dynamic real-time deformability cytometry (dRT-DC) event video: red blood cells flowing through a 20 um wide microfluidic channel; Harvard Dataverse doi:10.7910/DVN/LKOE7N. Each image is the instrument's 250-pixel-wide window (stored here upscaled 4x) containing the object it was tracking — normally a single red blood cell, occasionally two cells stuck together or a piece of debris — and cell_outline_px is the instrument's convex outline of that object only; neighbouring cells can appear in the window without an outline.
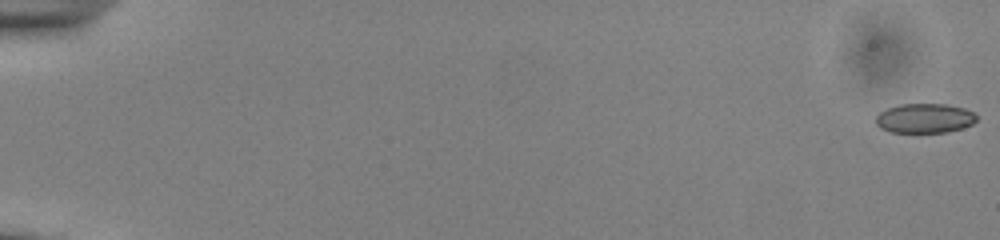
{"species": "common noctule bat (a hibernating species)", "species_latin": "Nyctalus noctula", "temperature_condition": "cold", "stored_images_in_passage": 55, "camera_frame_rate_fps": 3000, "um_per_image_px": 0.085, "animal": {"sex": "male", "body_mass_g": 13.0, "forearm_length_mm": 53.1}, "frame": {"image": 1, "passage_image": 1, "time_ms": 0.0, "image_size_px": [1000, 240], "cell_outline_px": [[976, 120], [972, 124], [960, 128], [944, 132], [892, 132], [880, 128], [876, 124], [876, 116], [880, 112], [888, 108], [900, 104], [944, 104], [964, 108], [972, 112], [976, 116]], "centroid_in_image_um": [78.56, 10.05], "position_along_channel_um": 6.4, "area_um2": 17.11}}
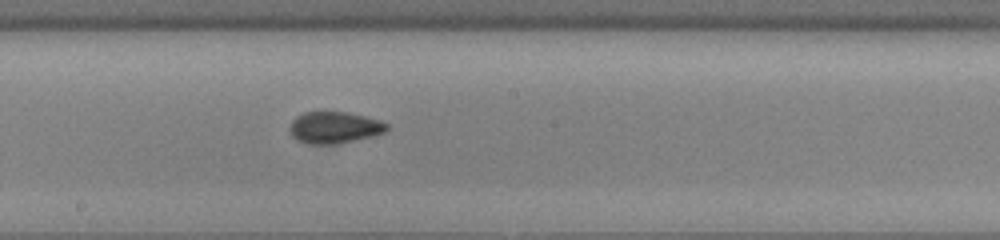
{"frame": {"image": 2, "passage_image": 32, "time_ms": 10.333, "image_size_px": [1000, 240], "cell_outline_px": [[388, 128], [384, 132], [372, 136], [332, 144], [308, 144], [296, 140], [292, 136], [288, 128], [292, 120], [296, 116], [304, 112], [348, 112], [380, 120], [388, 124]], "centroid_in_image_um": [28.38, 10.83], "position_along_channel_um": 219.8, "area_um2": 17.86}}
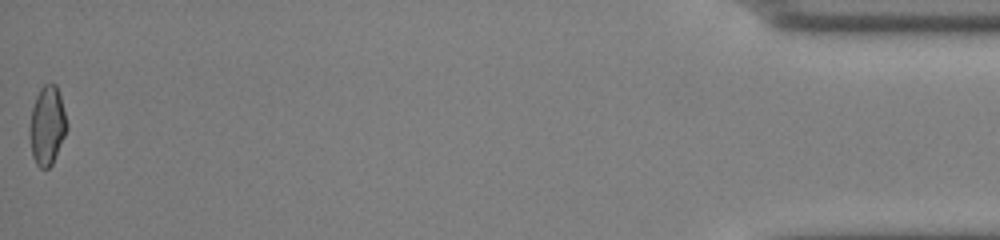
{"frame": {"image": 3, "passage_image": 55, "time_ms": 18.0, "image_size_px": [1000, 240], "cell_outline_px": [[68, 128], [52, 164], [48, 168], [40, 168], [36, 164], [32, 156], [28, 132], [28, 128], [32, 108], [36, 96], [40, 88], [44, 84], [56, 84], [60, 96], [68, 124]], "centroid_in_image_um": [3.99, 10.68], "position_along_channel_um": 431.2, "area_um2": 17.22}, "authors_computed_cell_mechanics": {"area_um2": 17.6868, "velocity_mm_per_s": 3.8939, "shape_relaxation_time_tau1_ms": null, "shape_relaxation_time_tau2_ms": 2.1215, "deformation_change_tau1": null, "deformation_change_tau2": 0.0705}}